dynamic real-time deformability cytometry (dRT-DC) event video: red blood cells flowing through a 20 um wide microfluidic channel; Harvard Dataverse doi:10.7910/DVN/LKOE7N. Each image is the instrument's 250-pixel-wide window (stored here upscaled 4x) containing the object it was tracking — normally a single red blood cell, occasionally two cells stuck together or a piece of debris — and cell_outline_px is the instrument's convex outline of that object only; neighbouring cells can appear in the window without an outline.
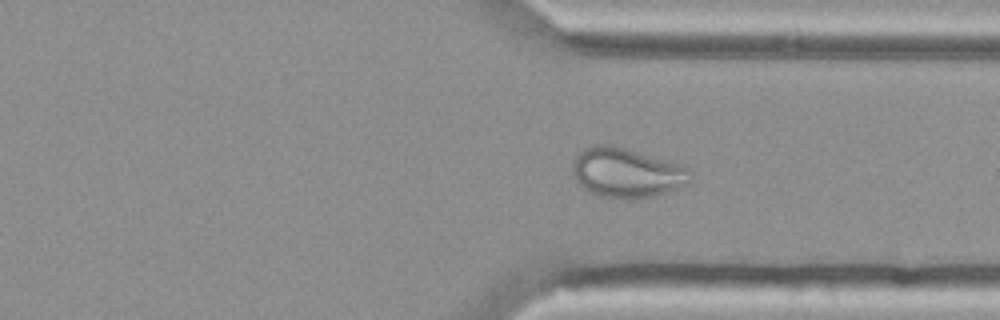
{"species": "Egyptian fruit bat (a non-hibernating species)", "species_latin": "Rousettus aegyptiacus", "temperature_condition": "cold", "stored_images_in_passage": 40, "camera_frame_rate_fps": 3000, "um_per_image_px": 0.085, "animal": {"sex": "female"}, "frame": {"image": 1, "passage_image": 29, "time_ms": 9.333, "image_size_px": [1000, 320], "cell_outline_px": [[692, 180], [688, 184], [680, 188], [656, 196], [600, 196], [584, 188], [572, 176], [572, 164], [576, 156], [584, 148], [596, 144], [608, 144], [624, 148], [676, 164], [688, 168], [692, 176]], "centroid_in_image_um": [53.25, 14.66], "position_along_channel_um": 358.1, "area_um2": 33.18}}